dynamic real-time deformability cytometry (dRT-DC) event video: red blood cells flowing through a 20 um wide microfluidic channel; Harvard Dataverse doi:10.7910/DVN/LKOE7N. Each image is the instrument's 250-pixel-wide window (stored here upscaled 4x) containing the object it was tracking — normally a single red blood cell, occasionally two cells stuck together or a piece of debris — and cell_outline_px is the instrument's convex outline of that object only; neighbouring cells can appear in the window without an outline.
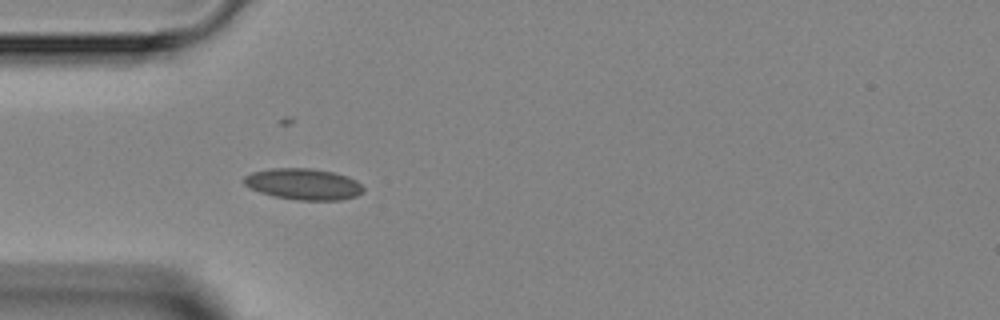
{"species": "Egyptian fruit bat (a non-hibernating species)", "species_latin": "Rousettus aegyptiacus", "temperature_condition": "room temperature", "stored_images_in_passage": 5, "camera_frame_rate_fps": 3000, "um_per_image_px": 0.085, "animal": {"sex": "female"}, "frame": {"image": 1, "passage_image": 5, "time_ms": 4.333, "image_size_px": [1000, 320], "cell_outline_px": [[364, 192], [356, 196], [340, 200], [296, 200], [272, 196], [260, 192], [244, 184], [244, 176], [252, 172], [272, 168], [308, 168], [332, 172], [348, 176], [356, 180], [364, 188]], "centroid_in_image_um": [25.81, 15.65], "position_along_channel_um": 59.2, "area_um2": 21.73}}